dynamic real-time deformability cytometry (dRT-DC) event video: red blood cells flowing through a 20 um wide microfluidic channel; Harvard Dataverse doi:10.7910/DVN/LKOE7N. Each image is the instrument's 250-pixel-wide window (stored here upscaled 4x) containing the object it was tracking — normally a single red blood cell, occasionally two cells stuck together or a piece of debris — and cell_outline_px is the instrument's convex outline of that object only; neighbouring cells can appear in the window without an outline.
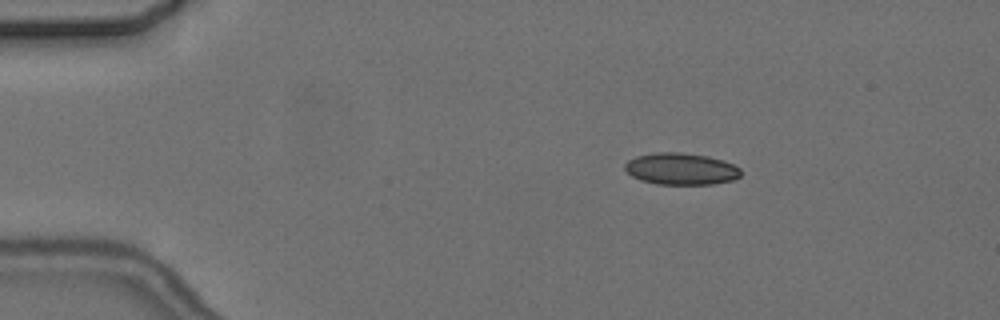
{"species": "common noctule bat (a hibernating species)", "species_latin": "Nyctalus noctula", "temperature_condition": "cold", "stored_images_in_passage": 4, "camera_frame_rate_fps": 3000, "um_per_image_px": 0.085, "animal": {"sex": "female", "body_mass_g": 24.6, "forearm_length_mm": 56.2}, "frame": {"image": 1, "passage_image": 2, "time_ms": 1.0, "image_size_px": [1000, 320], "cell_outline_px": [[740, 176], [732, 180], [712, 184], [656, 184], [640, 180], [632, 176], [624, 168], [624, 164], [628, 160], [636, 156], [656, 152], [680, 152], [708, 156], [724, 160], [740, 168]], "centroid_in_image_um": [57.87, 14.35], "position_along_channel_um": 27.1, "area_um2": 21.5}}